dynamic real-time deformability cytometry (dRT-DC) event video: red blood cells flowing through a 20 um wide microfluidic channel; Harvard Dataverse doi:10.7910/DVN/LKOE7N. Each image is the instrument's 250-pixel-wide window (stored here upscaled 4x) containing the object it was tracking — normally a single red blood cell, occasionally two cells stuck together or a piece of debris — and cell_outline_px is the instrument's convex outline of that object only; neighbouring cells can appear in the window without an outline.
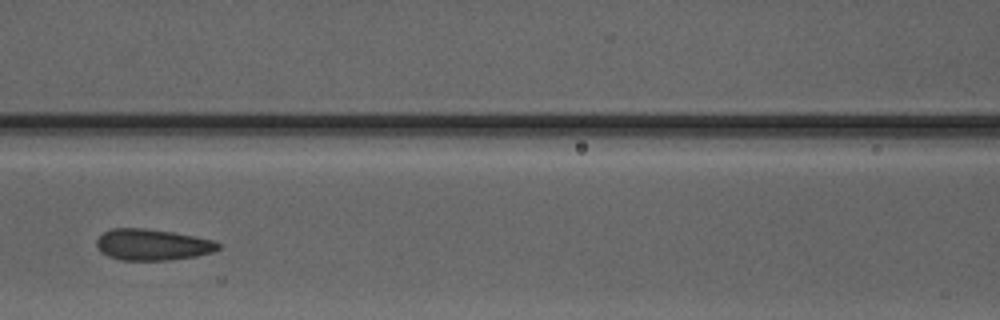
{"species": "Egyptian fruit bat (a non-hibernating species)", "species_latin": "Rousettus aegyptiacus", "temperature_condition": "warm", "stored_images_in_passage": 5, "camera_frame_rate_fps": 3000, "um_per_image_px": 0.085, "animal": {"sex": "male"}, "frame": {"image": 1, "passage_image": 5, "time_ms": 5.667, "image_size_px": [1000, 320], "cell_outline_px": [[220, 248], [212, 252], [196, 256], [168, 260], [120, 260], [108, 256], [100, 252], [96, 244], [96, 240], [104, 232], [112, 228], [144, 228], [172, 232], [216, 240], [220, 244]], "centroid_in_image_um": [12.95, 20.8], "position_along_channel_um": 153.6, "area_um2": 22.2}}